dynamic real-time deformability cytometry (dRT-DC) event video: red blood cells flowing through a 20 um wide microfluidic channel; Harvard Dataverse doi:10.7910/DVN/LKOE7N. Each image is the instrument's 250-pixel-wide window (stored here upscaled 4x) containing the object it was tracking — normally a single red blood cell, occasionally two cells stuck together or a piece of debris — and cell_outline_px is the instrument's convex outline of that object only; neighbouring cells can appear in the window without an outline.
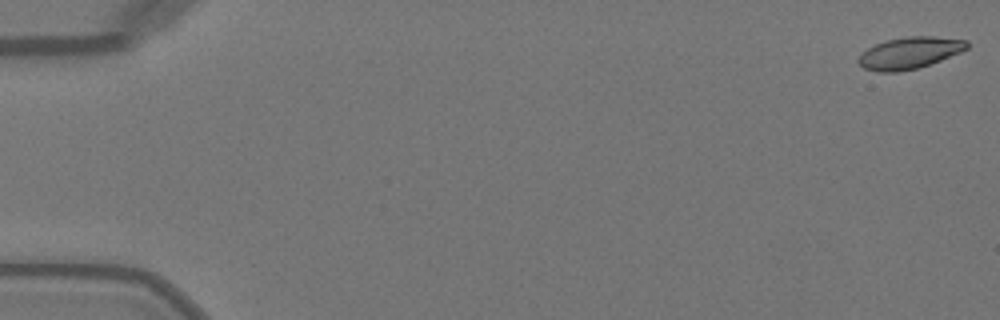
{"species": "Egyptian fruit bat (a non-hibernating species)", "species_latin": "Rousettus aegyptiacus", "temperature_condition": "warm", "stored_images_in_passage": 52, "camera_frame_rate_fps": 3000, "um_per_image_px": 0.085, "animal": {"sex": "female"}, "frame": {"image": 1, "passage_image": 1, "time_ms": 0.0, "image_size_px": [1000, 320], "cell_outline_px": [[968, 48], [960, 52], [940, 60], [916, 68], [896, 72], [876, 72], [864, 68], [856, 60], [860, 52], [876, 44], [888, 40], [908, 36], [932, 36], [968, 40]], "centroid_in_image_um": [77.28, 4.49], "position_along_channel_um": 7.7, "area_um2": 19.94}}
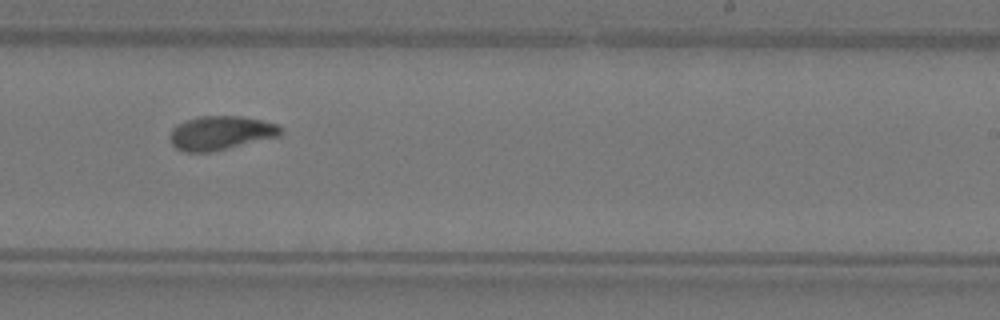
{"frame": {"image": 2, "passage_image": 32, "time_ms": 10.333, "image_size_px": [1000, 320], "cell_outline_px": [[280, 136], [228, 148], [208, 152], [184, 152], [176, 148], [172, 144], [168, 136], [172, 128], [176, 124], [184, 120], [200, 116], [240, 116], [260, 120], [276, 124], [280, 128]], "centroid_in_image_um": [18.69, 11.3], "position_along_channel_um": 270.3, "area_um2": 21.85}}
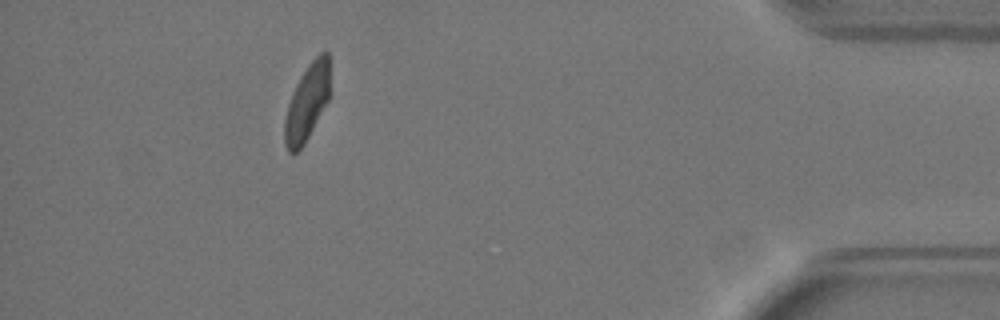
{"frame": {"image": 3, "passage_image": 46, "time_ms": 15.0, "image_size_px": [1000, 320], "cell_outline_px": [[332, 92], [328, 100], [304, 144], [292, 156], [288, 152], [284, 144], [284, 120], [288, 104], [292, 92], [300, 76], [308, 64], [320, 52], [328, 52]], "centroid_in_image_um": [26.12, 8.69], "position_along_channel_um": 409.1, "area_um2": 20.58}}